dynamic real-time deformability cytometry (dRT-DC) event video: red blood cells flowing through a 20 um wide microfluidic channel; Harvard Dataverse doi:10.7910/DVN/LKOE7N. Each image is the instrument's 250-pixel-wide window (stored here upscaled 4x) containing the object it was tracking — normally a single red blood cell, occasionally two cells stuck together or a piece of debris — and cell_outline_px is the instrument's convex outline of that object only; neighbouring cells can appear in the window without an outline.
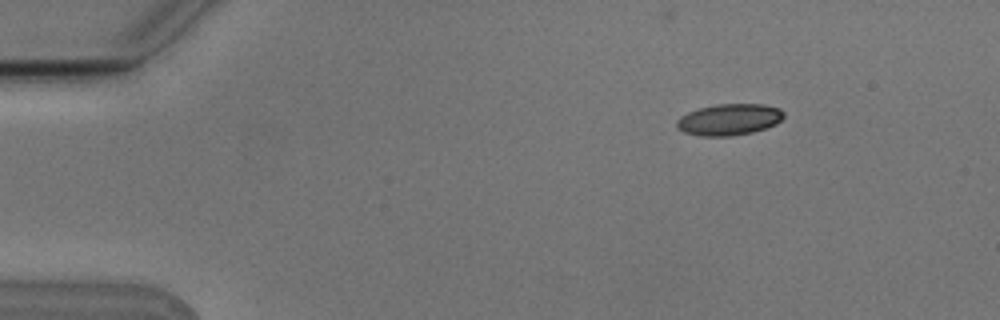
{"species": "Egyptian fruit bat (a non-hibernating species)", "species_latin": "Rousettus aegyptiacus", "temperature_condition": "cold", "stored_images_in_passage": 5, "camera_frame_rate_fps": 3000, "um_per_image_px": 0.085, "animal": {"sex": "male"}, "frame": {"image": 1, "passage_image": 1, "time_ms": 0.0, "image_size_px": [1000, 320], "cell_outline_px": [[784, 116], [776, 124], [752, 132], [732, 136], [700, 136], [684, 132], [676, 128], [676, 120], [680, 116], [688, 112], [700, 108], [716, 104], [764, 104], [780, 108], [784, 112]], "centroid_in_image_um": [61.96, 10.16], "position_along_channel_um": 23.0, "area_um2": 19.65}}
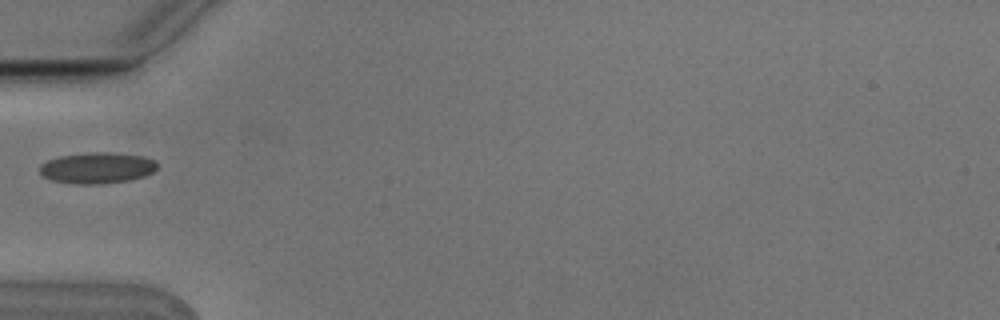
{"frame": {"image": 2, "passage_image": 4, "time_ms": 1.0, "image_size_px": [1000, 320], "cell_outline_px": [[156, 168], [152, 172], [144, 176], [128, 180], [100, 184], [72, 184], [52, 180], [44, 176], [40, 172], [40, 164], [48, 160], [60, 156], [92, 152], [108, 152], [144, 156], [156, 160]], "centroid_in_image_um": [8.25, 14.27], "position_along_channel_um": 76.7, "area_um2": 21.21}}